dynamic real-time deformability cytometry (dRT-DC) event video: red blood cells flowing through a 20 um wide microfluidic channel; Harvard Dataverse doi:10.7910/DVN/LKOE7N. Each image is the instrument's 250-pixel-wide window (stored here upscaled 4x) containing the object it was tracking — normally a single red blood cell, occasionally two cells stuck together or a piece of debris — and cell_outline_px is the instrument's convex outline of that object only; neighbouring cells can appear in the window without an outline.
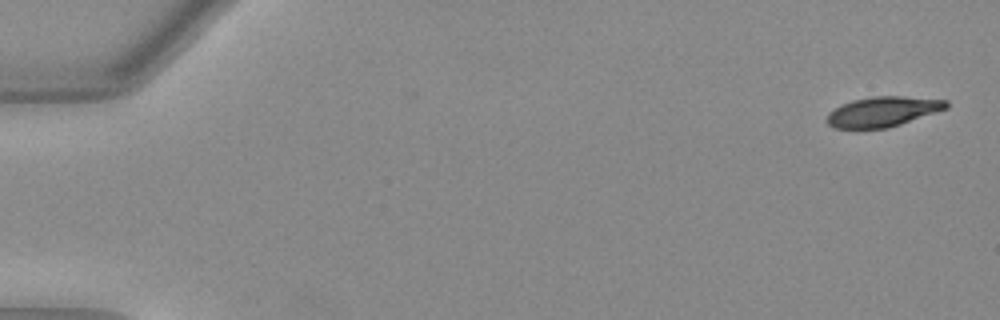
{"species": "Egyptian fruit bat (a non-hibernating species)", "species_latin": "Rousettus aegyptiacus", "temperature_condition": "warm", "stored_images_in_passage": 3, "camera_frame_rate_fps": 3000, "um_per_image_px": 0.085, "animal": {"sex": "female"}, "frame": {"image": 1, "passage_image": 1, "time_ms": 0.0, "image_size_px": [1000, 320], "cell_outline_px": [[948, 108], [900, 124], [884, 128], [832, 128], [828, 124], [828, 112], [840, 104], [852, 100], [872, 96], [904, 96], [948, 100]], "centroid_in_image_um": [75.02, 9.47], "position_along_channel_um": 10.0, "area_um2": 20.81}}